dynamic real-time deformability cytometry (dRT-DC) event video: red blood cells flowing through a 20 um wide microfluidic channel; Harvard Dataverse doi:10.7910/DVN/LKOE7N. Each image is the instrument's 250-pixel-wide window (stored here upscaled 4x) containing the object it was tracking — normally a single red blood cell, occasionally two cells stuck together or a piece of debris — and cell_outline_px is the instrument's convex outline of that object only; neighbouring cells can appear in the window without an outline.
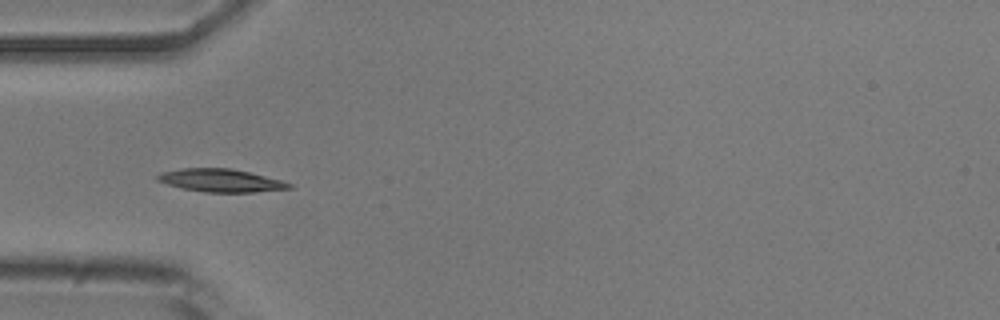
{"species": "common noctule bat (a hibernating species)", "species_latin": "Nyctalus noctula", "temperature_condition": "room temperature", "stored_images_in_passage": 7, "camera_frame_rate_fps": 3000, "um_per_image_px": 0.085, "animal": {"sex": "male", "body_mass_g": 20.5, "forearm_length_mm": 52.5}, "frame": {"image": 1, "passage_image": 4, "time_ms": 1.0, "image_size_px": [1000, 320], "cell_outline_px": [[292, 188], [252, 192], [204, 192], [184, 188], [168, 184], [156, 180], [156, 176], [160, 172], [180, 168], [232, 168], [280, 180], [292, 184]], "centroid_in_image_um": [18.72, 15.33], "position_along_channel_um": 66.3, "area_um2": 17.4}}
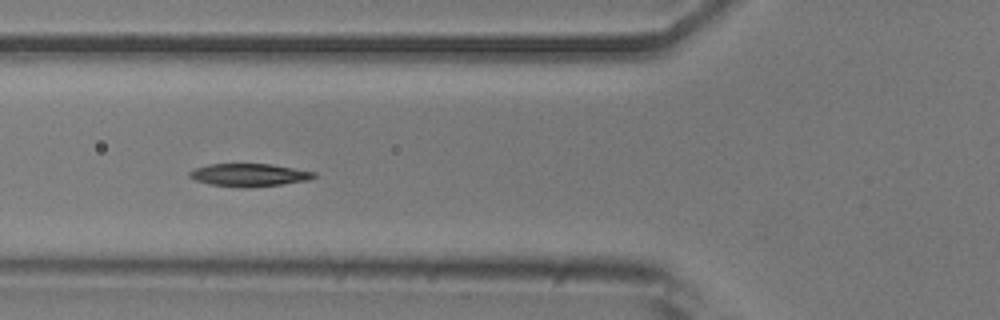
{"frame": {"image": 2, "passage_image": 5, "time_ms": 1.333, "image_size_px": [1000, 320], "cell_outline_px": [[316, 176], [308, 180], [280, 184], [244, 188], [208, 184], [196, 180], [188, 176], [188, 172], [196, 168], [208, 164], [268, 164], [316, 172]], "centroid_in_image_um": [21.14, 14.87], "position_along_channel_um": 104.7, "area_um2": 16.36}}
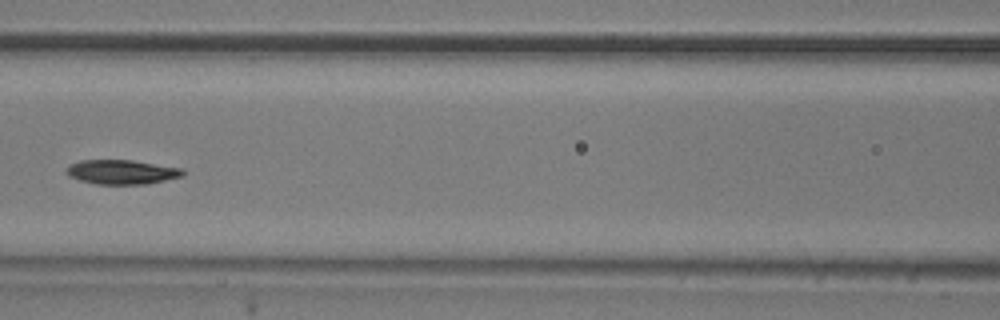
{"frame": {"image": 3, "passage_image": 6, "time_ms": 1.667, "image_size_px": [1000, 320], "cell_outline_px": [[184, 176], [148, 184], [96, 184], [80, 180], [68, 176], [64, 172], [72, 164], [80, 160], [132, 160], [180, 168], [184, 172]], "centroid_in_image_um": [10.34, 14.62], "position_along_channel_um": 156.3, "area_um2": 16.47}}